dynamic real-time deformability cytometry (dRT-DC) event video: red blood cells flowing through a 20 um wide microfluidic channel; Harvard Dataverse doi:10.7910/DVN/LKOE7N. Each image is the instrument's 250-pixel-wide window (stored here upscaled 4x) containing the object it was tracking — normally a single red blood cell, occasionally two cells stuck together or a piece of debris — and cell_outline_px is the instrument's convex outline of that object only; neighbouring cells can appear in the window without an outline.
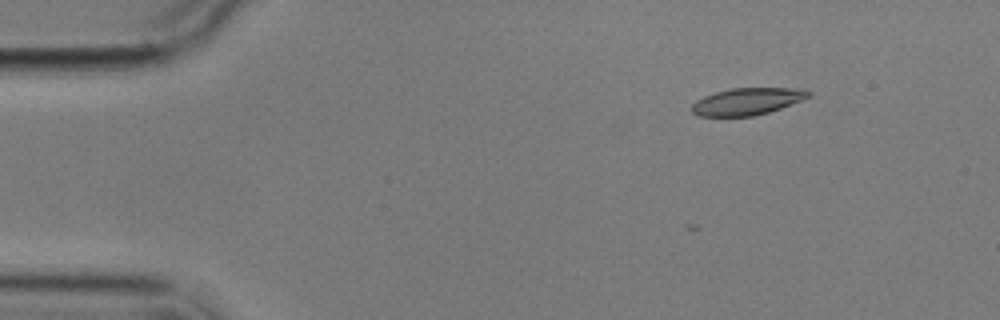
{"species": "common noctule bat (a hibernating species)", "species_latin": "Nyctalus noctula", "temperature_condition": "cold", "stored_images_in_passage": 6, "camera_frame_rate_fps": 3000, "um_per_image_px": 0.085, "animal": {"sex": "male", "body_mass_g": 17.9}, "frame": {"image": 1, "passage_image": 1, "time_ms": 0.0, "image_size_px": [1000, 320], "cell_outline_px": [[812, 96], [780, 108], [768, 112], [752, 116], [700, 116], [692, 112], [692, 104], [696, 100], [704, 96], [716, 92], [732, 88], [808, 88], [812, 92]], "centroid_in_image_um": [63.56, 8.61], "position_along_channel_um": 21.4, "area_um2": 18.38}}
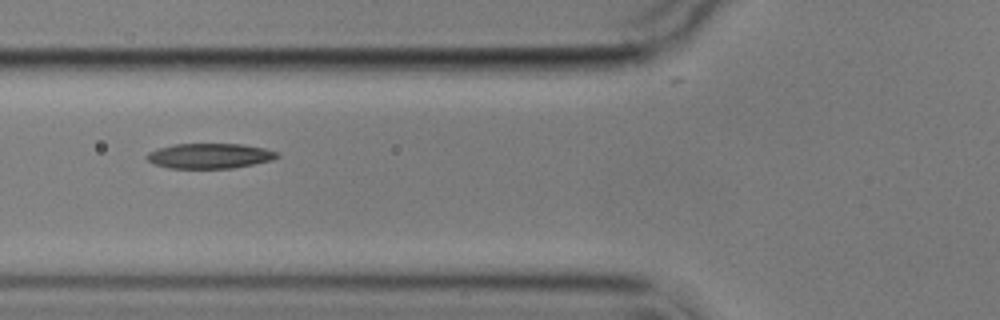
{"frame": {"image": 2, "passage_image": 5, "time_ms": 4.667, "image_size_px": [1000, 320], "cell_outline_px": [[280, 156], [272, 160], [232, 168], [168, 168], [156, 164], [148, 160], [144, 156], [148, 152], [160, 148], [176, 144], [240, 144], [264, 148], [276, 152]], "centroid_in_image_um": [17.81, 13.25], "position_along_channel_um": 108.0, "area_um2": 18.84}}
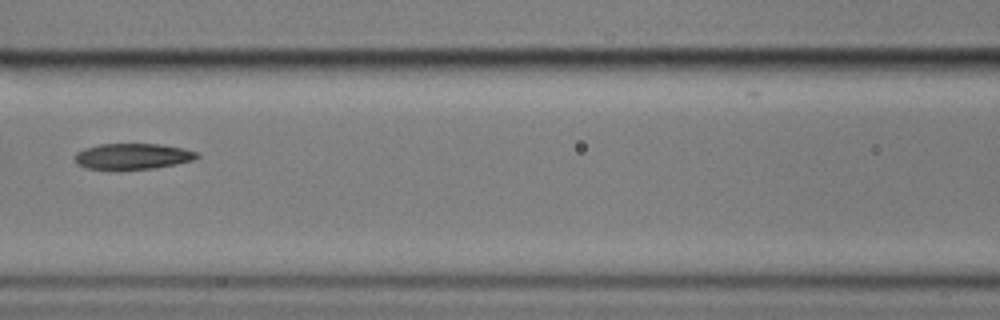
{"frame": {"image": 3, "passage_image": 6, "time_ms": 6.0, "image_size_px": [1000, 320], "cell_outline_px": [[200, 156], [192, 160], [176, 164], [152, 168], [84, 168], [76, 164], [72, 156], [76, 152], [84, 148], [100, 144], [160, 144], [184, 148], [200, 152]], "centroid_in_image_um": [11.26, 13.26], "position_along_channel_um": 155.3, "area_um2": 18.32}}